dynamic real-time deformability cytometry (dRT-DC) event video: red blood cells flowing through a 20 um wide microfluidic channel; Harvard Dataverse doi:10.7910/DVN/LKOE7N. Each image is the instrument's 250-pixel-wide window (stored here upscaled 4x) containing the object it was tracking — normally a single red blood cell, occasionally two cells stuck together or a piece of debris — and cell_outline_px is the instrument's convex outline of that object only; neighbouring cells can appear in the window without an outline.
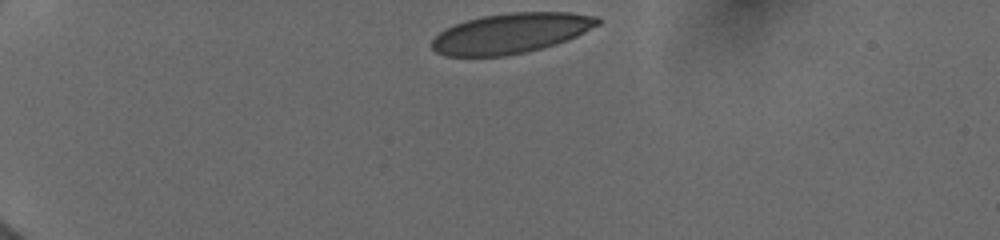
{"species": "human", "species_latin": "Homo sapiens", "temperature_condition": "cold", "stored_images_in_passage": 25, "camera_frame_rate_fps": 3000, "um_per_image_px": 0.085, "donor": {"sex": "female"}, "frame": {"image": 1, "passage_image": 1, "time_ms": 0.0, "image_size_px": [1000, 240], "cell_outline_px": [[600, 24], [568, 40], [556, 44], [508, 56], [444, 56], [436, 52], [432, 48], [432, 40], [444, 28], [452, 24], [484, 16], [508, 12], [568, 12], [600, 16]], "centroid_in_image_um": [43.43, 2.82], "position_along_channel_um": 41.6, "area_um2": 38.9}}
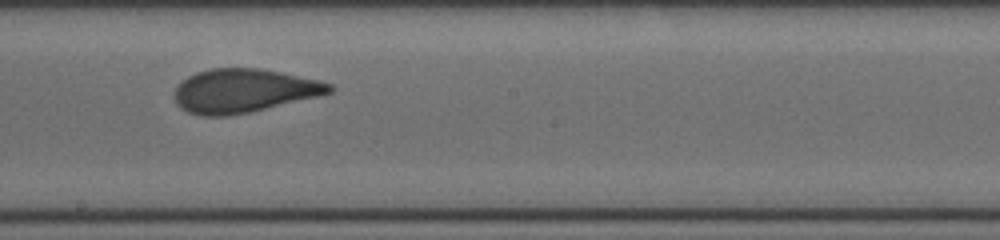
{"frame": {"image": 2, "passage_image": 15, "time_ms": 6.333, "image_size_px": [1000, 240], "cell_outline_px": [[336, 88], [332, 92], [320, 96], [248, 112], [228, 116], [200, 116], [188, 112], [180, 108], [176, 104], [172, 96], [176, 88], [188, 76], [196, 72], [212, 68], [260, 68], [320, 80], [332, 84]], "centroid_in_image_um": [20.71, 7.71], "position_along_channel_um": 227.5, "area_um2": 39.59}}
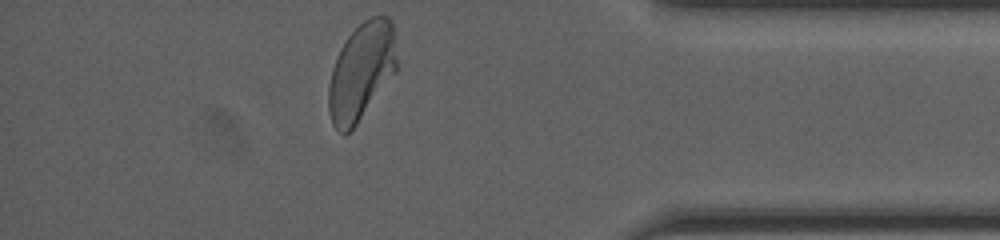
{"frame": {"image": 3, "passage_image": 25, "time_ms": 11.333, "image_size_px": [1000, 240], "cell_outline_px": [[396, 72], [356, 124], [348, 132], [340, 132], [332, 124], [328, 108], [328, 88], [332, 68], [340, 48], [348, 36], [364, 20], [372, 16], [388, 16], [392, 20], [396, 60]], "centroid_in_image_um": [30.7, 6.06], "position_along_channel_um": 404.5, "area_um2": 38.26}, "authors_computed_cell_mechanics": {"area_um2": 39.7664, "velocity_mm_per_s": 3.95, "shape_relaxation_time_tau1_ms": 5.8937, "shape_relaxation_time_tau2_ms": 0.6584, "deformation_change_tau1": 0.1752, "deformation_change_tau2": 0.0523}}